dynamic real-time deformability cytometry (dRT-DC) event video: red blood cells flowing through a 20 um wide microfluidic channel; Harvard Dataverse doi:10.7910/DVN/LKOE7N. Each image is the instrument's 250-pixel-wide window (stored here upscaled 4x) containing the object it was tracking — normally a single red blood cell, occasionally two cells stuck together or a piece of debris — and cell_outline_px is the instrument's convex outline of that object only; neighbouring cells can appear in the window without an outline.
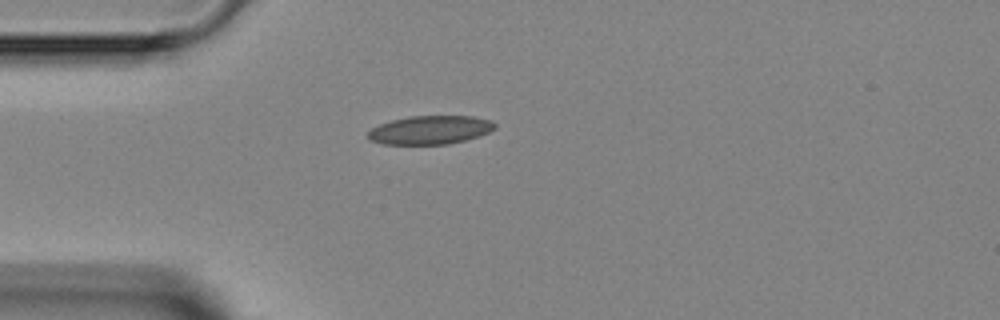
{"species": "Egyptian fruit bat (a non-hibernating species)", "species_latin": "Rousettus aegyptiacus", "temperature_condition": "room temperature", "stored_images_in_passage": 1, "camera_frame_rate_fps": 3000, "um_per_image_px": 0.085, "animal": {"sex": "female"}, "frame": {"image": 1, "passage_image": 1, "time_ms": 0.0, "image_size_px": [1000, 320], "cell_outline_px": [[496, 128], [480, 136], [448, 144], [384, 144], [368, 140], [368, 132], [372, 128], [380, 124], [392, 120], [408, 116], [472, 116], [492, 120], [496, 124]], "centroid_in_image_um": [36.57, 11.04], "position_along_channel_um": 48.4, "area_um2": 21.15}}